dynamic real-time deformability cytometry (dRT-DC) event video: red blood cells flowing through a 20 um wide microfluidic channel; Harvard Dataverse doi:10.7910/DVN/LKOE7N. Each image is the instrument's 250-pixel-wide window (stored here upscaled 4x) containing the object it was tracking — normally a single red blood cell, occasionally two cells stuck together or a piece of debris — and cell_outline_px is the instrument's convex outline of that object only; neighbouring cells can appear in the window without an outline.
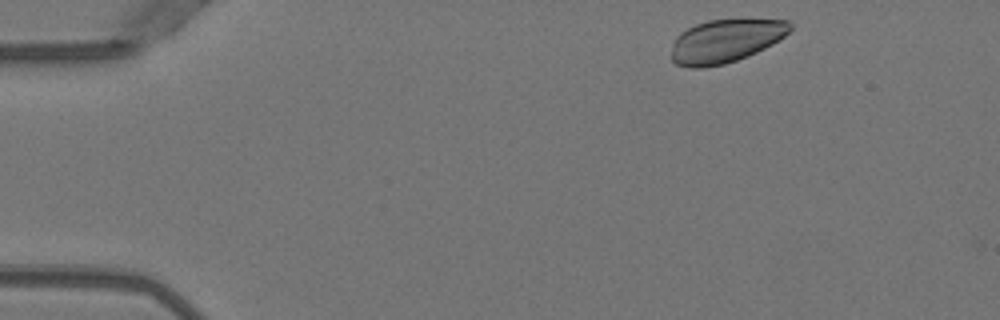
{"species": "Egyptian fruit bat (a non-hibernating species)", "species_latin": "Rousettus aegyptiacus", "temperature_condition": "warm", "stored_images_in_passage": 4, "camera_frame_rate_fps": 3000, "um_per_image_px": 0.085, "animal": {"sex": "female"}, "frame": {"image": 1, "passage_image": 1, "time_ms": 0.0, "image_size_px": [1000, 320], "cell_outline_px": [[792, 28], [784, 36], [772, 44], [748, 56], [724, 64], [704, 68], [692, 68], [676, 64], [672, 60], [672, 44], [676, 36], [680, 32], [696, 24], [708, 20], [788, 20], [792, 24]], "centroid_in_image_um": [61.64, 3.49], "position_along_channel_um": 23.4, "area_um2": 29.77}}